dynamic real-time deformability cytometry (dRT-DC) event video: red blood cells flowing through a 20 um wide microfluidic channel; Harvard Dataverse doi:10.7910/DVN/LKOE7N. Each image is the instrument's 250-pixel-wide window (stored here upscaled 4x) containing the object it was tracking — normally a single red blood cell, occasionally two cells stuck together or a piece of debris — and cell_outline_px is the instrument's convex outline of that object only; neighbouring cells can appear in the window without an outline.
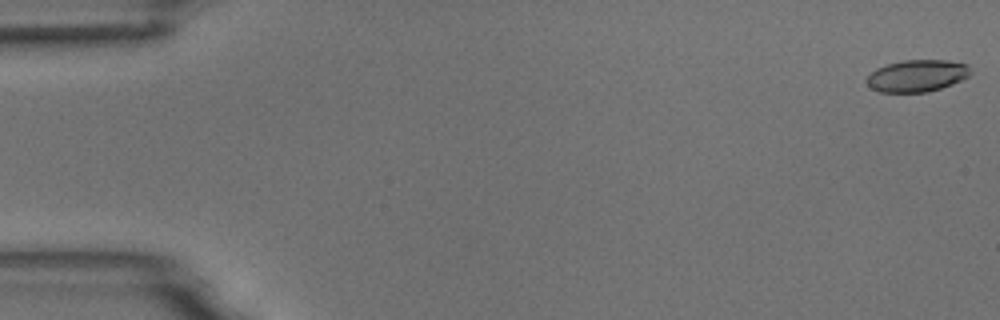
{"species": "common noctule bat (a hibernating species)", "species_latin": "Nyctalus noctula", "temperature_condition": "room temperature", "stored_images_in_passage": 6, "camera_frame_rate_fps": 3000, "um_per_image_px": 0.085, "animal": {"sex": "male", "body_mass_g": 18.8}, "frame": {"image": 1, "passage_image": 1, "time_ms": 0.0, "image_size_px": [1000, 320], "cell_outline_px": [[972, 72], [968, 76], [952, 84], [928, 92], [880, 92], [872, 88], [864, 80], [876, 68], [888, 64], [904, 60], [944, 60], [968, 64]], "centroid_in_image_um": [77.95, 6.44], "position_along_channel_um": 7.1, "area_um2": 19.25}}